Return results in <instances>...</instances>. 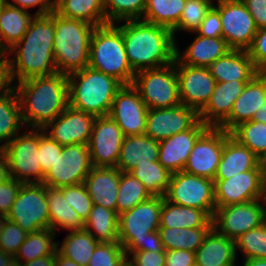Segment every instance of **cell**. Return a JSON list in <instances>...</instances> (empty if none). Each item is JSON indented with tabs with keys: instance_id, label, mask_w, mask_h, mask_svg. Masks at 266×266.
<instances>
[{
	"instance_id": "7",
	"label": "cell",
	"mask_w": 266,
	"mask_h": 266,
	"mask_svg": "<svg viewBox=\"0 0 266 266\" xmlns=\"http://www.w3.org/2000/svg\"><path fill=\"white\" fill-rule=\"evenodd\" d=\"M132 86L148 109L172 108L181 104L175 60L167 66L136 73Z\"/></svg>"
},
{
	"instance_id": "30",
	"label": "cell",
	"mask_w": 266,
	"mask_h": 266,
	"mask_svg": "<svg viewBox=\"0 0 266 266\" xmlns=\"http://www.w3.org/2000/svg\"><path fill=\"white\" fill-rule=\"evenodd\" d=\"M159 160V141L147 135L125 136L121 145L117 168L121 172H130L137 164Z\"/></svg>"
},
{
	"instance_id": "37",
	"label": "cell",
	"mask_w": 266,
	"mask_h": 266,
	"mask_svg": "<svg viewBox=\"0 0 266 266\" xmlns=\"http://www.w3.org/2000/svg\"><path fill=\"white\" fill-rule=\"evenodd\" d=\"M57 242V251L64 257L73 260L81 266H88L91 256L99 243L88 231H71L59 245Z\"/></svg>"
},
{
	"instance_id": "16",
	"label": "cell",
	"mask_w": 266,
	"mask_h": 266,
	"mask_svg": "<svg viewBox=\"0 0 266 266\" xmlns=\"http://www.w3.org/2000/svg\"><path fill=\"white\" fill-rule=\"evenodd\" d=\"M124 137L109 115L96 117L88 142L93 167H116Z\"/></svg>"
},
{
	"instance_id": "40",
	"label": "cell",
	"mask_w": 266,
	"mask_h": 266,
	"mask_svg": "<svg viewBox=\"0 0 266 266\" xmlns=\"http://www.w3.org/2000/svg\"><path fill=\"white\" fill-rule=\"evenodd\" d=\"M186 0H147L141 20L173 29L179 22Z\"/></svg>"
},
{
	"instance_id": "17",
	"label": "cell",
	"mask_w": 266,
	"mask_h": 266,
	"mask_svg": "<svg viewBox=\"0 0 266 266\" xmlns=\"http://www.w3.org/2000/svg\"><path fill=\"white\" fill-rule=\"evenodd\" d=\"M225 143V130L209 127L196 141L183 171L214 180Z\"/></svg>"
},
{
	"instance_id": "38",
	"label": "cell",
	"mask_w": 266,
	"mask_h": 266,
	"mask_svg": "<svg viewBox=\"0 0 266 266\" xmlns=\"http://www.w3.org/2000/svg\"><path fill=\"white\" fill-rule=\"evenodd\" d=\"M211 228H166L159 227L165 251L188 250L195 252L203 243Z\"/></svg>"
},
{
	"instance_id": "33",
	"label": "cell",
	"mask_w": 266,
	"mask_h": 266,
	"mask_svg": "<svg viewBox=\"0 0 266 266\" xmlns=\"http://www.w3.org/2000/svg\"><path fill=\"white\" fill-rule=\"evenodd\" d=\"M46 198L49 211V228L76 231L84 228V222L77 212L67 203L59 188L46 186Z\"/></svg>"
},
{
	"instance_id": "56",
	"label": "cell",
	"mask_w": 266,
	"mask_h": 266,
	"mask_svg": "<svg viewBox=\"0 0 266 266\" xmlns=\"http://www.w3.org/2000/svg\"><path fill=\"white\" fill-rule=\"evenodd\" d=\"M165 266H196L195 252L188 250L165 251Z\"/></svg>"
},
{
	"instance_id": "35",
	"label": "cell",
	"mask_w": 266,
	"mask_h": 266,
	"mask_svg": "<svg viewBox=\"0 0 266 266\" xmlns=\"http://www.w3.org/2000/svg\"><path fill=\"white\" fill-rule=\"evenodd\" d=\"M23 127L25 125L16 91L0 95V149L18 135Z\"/></svg>"
},
{
	"instance_id": "57",
	"label": "cell",
	"mask_w": 266,
	"mask_h": 266,
	"mask_svg": "<svg viewBox=\"0 0 266 266\" xmlns=\"http://www.w3.org/2000/svg\"><path fill=\"white\" fill-rule=\"evenodd\" d=\"M7 2L12 6L26 11L28 8L30 9L39 6V9L34 15H46L54 12L55 10V0H12L11 2L7 0Z\"/></svg>"
},
{
	"instance_id": "32",
	"label": "cell",
	"mask_w": 266,
	"mask_h": 266,
	"mask_svg": "<svg viewBox=\"0 0 266 266\" xmlns=\"http://www.w3.org/2000/svg\"><path fill=\"white\" fill-rule=\"evenodd\" d=\"M33 17V14L8 2L3 5L0 10V46L5 52L22 39Z\"/></svg>"
},
{
	"instance_id": "62",
	"label": "cell",
	"mask_w": 266,
	"mask_h": 266,
	"mask_svg": "<svg viewBox=\"0 0 266 266\" xmlns=\"http://www.w3.org/2000/svg\"><path fill=\"white\" fill-rule=\"evenodd\" d=\"M14 263L15 257L0 249V266H12Z\"/></svg>"
},
{
	"instance_id": "53",
	"label": "cell",
	"mask_w": 266,
	"mask_h": 266,
	"mask_svg": "<svg viewBox=\"0 0 266 266\" xmlns=\"http://www.w3.org/2000/svg\"><path fill=\"white\" fill-rule=\"evenodd\" d=\"M21 185L22 183L14 178L0 184V213L7 215L10 212Z\"/></svg>"
},
{
	"instance_id": "8",
	"label": "cell",
	"mask_w": 266,
	"mask_h": 266,
	"mask_svg": "<svg viewBox=\"0 0 266 266\" xmlns=\"http://www.w3.org/2000/svg\"><path fill=\"white\" fill-rule=\"evenodd\" d=\"M16 135L2 150L9 164L10 177L22 184L42 183L39 162V129ZM34 179V180H32Z\"/></svg>"
},
{
	"instance_id": "52",
	"label": "cell",
	"mask_w": 266,
	"mask_h": 266,
	"mask_svg": "<svg viewBox=\"0 0 266 266\" xmlns=\"http://www.w3.org/2000/svg\"><path fill=\"white\" fill-rule=\"evenodd\" d=\"M134 266H165V251H125ZM132 256V257H131ZM132 259H131V258Z\"/></svg>"
},
{
	"instance_id": "18",
	"label": "cell",
	"mask_w": 266,
	"mask_h": 266,
	"mask_svg": "<svg viewBox=\"0 0 266 266\" xmlns=\"http://www.w3.org/2000/svg\"><path fill=\"white\" fill-rule=\"evenodd\" d=\"M175 67L181 104L199 113L209 102L217 82L208 68L181 64L176 58Z\"/></svg>"
},
{
	"instance_id": "4",
	"label": "cell",
	"mask_w": 266,
	"mask_h": 266,
	"mask_svg": "<svg viewBox=\"0 0 266 266\" xmlns=\"http://www.w3.org/2000/svg\"><path fill=\"white\" fill-rule=\"evenodd\" d=\"M122 87L114 77L85 67L68 75L69 106L95 117L107 116Z\"/></svg>"
},
{
	"instance_id": "69",
	"label": "cell",
	"mask_w": 266,
	"mask_h": 266,
	"mask_svg": "<svg viewBox=\"0 0 266 266\" xmlns=\"http://www.w3.org/2000/svg\"><path fill=\"white\" fill-rule=\"evenodd\" d=\"M7 2V0H0V10L3 8V5Z\"/></svg>"
},
{
	"instance_id": "55",
	"label": "cell",
	"mask_w": 266,
	"mask_h": 266,
	"mask_svg": "<svg viewBox=\"0 0 266 266\" xmlns=\"http://www.w3.org/2000/svg\"><path fill=\"white\" fill-rule=\"evenodd\" d=\"M125 251H165L161 242L159 231L148 232L145 239H133L125 248Z\"/></svg>"
},
{
	"instance_id": "1",
	"label": "cell",
	"mask_w": 266,
	"mask_h": 266,
	"mask_svg": "<svg viewBox=\"0 0 266 266\" xmlns=\"http://www.w3.org/2000/svg\"><path fill=\"white\" fill-rule=\"evenodd\" d=\"M54 37V12L34 15L22 39L6 52L11 54L13 81L19 83L57 73L53 54Z\"/></svg>"
},
{
	"instance_id": "51",
	"label": "cell",
	"mask_w": 266,
	"mask_h": 266,
	"mask_svg": "<svg viewBox=\"0 0 266 266\" xmlns=\"http://www.w3.org/2000/svg\"><path fill=\"white\" fill-rule=\"evenodd\" d=\"M246 51L259 71L266 64V27L257 30L251 46Z\"/></svg>"
},
{
	"instance_id": "49",
	"label": "cell",
	"mask_w": 266,
	"mask_h": 266,
	"mask_svg": "<svg viewBox=\"0 0 266 266\" xmlns=\"http://www.w3.org/2000/svg\"><path fill=\"white\" fill-rule=\"evenodd\" d=\"M63 146L54 141L43 129H39V162L42 167V183L44 175L51 169L58 155L62 154Z\"/></svg>"
},
{
	"instance_id": "39",
	"label": "cell",
	"mask_w": 266,
	"mask_h": 266,
	"mask_svg": "<svg viewBox=\"0 0 266 266\" xmlns=\"http://www.w3.org/2000/svg\"><path fill=\"white\" fill-rule=\"evenodd\" d=\"M55 235L56 233L50 228L28 233L14 256L15 262L25 263L51 255L57 248V242H54Z\"/></svg>"
},
{
	"instance_id": "45",
	"label": "cell",
	"mask_w": 266,
	"mask_h": 266,
	"mask_svg": "<svg viewBox=\"0 0 266 266\" xmlns=\"http://www.w3.org/2000/svg\"><path fill=\"white\" fill-rule=\"evenodd\" d=\"M214 0H186L178 24L172 29L176 39V32L187 31L194 33L198 30L207 13L213 7Z\"/></svg>"
},
{
	"instance_id": "34",
	"label": "cell",
	"mask_w": 266,
	"mask_h": 266,
	"mask_svg": "<svg viewBox=\"0 0 266 266\" xmlns=\"http://www.w3.org/2000/svg\"><path fill=\"white\" fill-rule=\"evenodd\" d=\"M57 14L94 26L106 24L105 0H55Z\"/></svg>"
},
{
	"instance_id": "27",
	"label": "cell",
	"mask_w": 266,
	"mask_h": 266,
	"mask_svg": "<svg viewBox=\"0 0 266 266\" xmlns=\"http://www.w3.org/2000/svg\"><path fill=\"white\" fill-rule=\"evenodd\" d=\"M208 69L217 83L234 80L251 81L259 73L247 51L240 49H231Z\"/></svg>"
},
{
	"instance_id": "12",
	"label": "cell",
	"mask_w": 266,
	"mask_h": 266,
	"mask_svg": "<svg viewBox=\"0 0 266 266\" xmlns=\"http://www.w3.org/2000/svg\"><path fill=\"white\" fill-rule=\"evenodd\" d=\"M219 12L222 38L231 49L247 50L258 30L252 15L241 0H215Z\"/></svg>"
},
{
	"instance_id": "47",
	"label": "cell",
	"mask_w": 266,
	"mask_h": 266,
	"mask_svg": "<svg viewBox=\"0 0 266 266\" xmlns=\"http://www.w3.org/2000/svg\"><path fill=\"white\" fill-rule=\"evenodd\" d=\"M127 257L119 242H99L88 266H120Z\"/></svg>"
},
{
	"instance_id": "29",
	"label": "cell",
	"mask_w": 266,
	"mask_h": 266,
	"mask_svg": "<svg viewBox=\"0 0 266 266\" xmlns=\"http://www.w3.org/2000/svg\"><path fill=\"white\" fill-rule=\"evenodd\" d=\"M253 169H259L258 157L225 131L224 148L214 180H225L227 176Z\"/></svg>"
},
{
	"instance_id": "36",
	"label": "cell",
	"mask_w": 266,
	"mask_h": 266,
	"mask_svg": "<svg viewBox=\"0 0 266 266\" xmlns=\"http://www.w3.org/2000/svg\"><path fill=\"white\" fill-rule=\"evenodd\" d=\"M84 229L99 242H119L118 214L103 206L93 204Z\"/></svg>"
},
{
	"instance_id": "13",
	"label": "cell",
	"mask_w": 266,
	"mask_h": 266,
	"mask_svg": "<svg viewBox=\"0 0 266 266\" xmlns=\"http://www.w3.org/2000/svg\"><path fill=\"white\" fill-rule=\"evenodd\" d=\"M92 168L88 145L63 146L62 154L44 175L43 184L52 188L81 184Z\"/></svg>"
},
{
	"instance_id": "66",
	"label": "cell",
	"mask_w": 266,
	"mask_h": 266,
	"mask_svg": "<svg viewBox=\"0 0 266 266\" xmlns=\"http://www.w3.org/2000/svg\"><path fill=\"white\" fill-rule=\"evenodd\" d=\"M6 220H7V215L0 213V235H1V232L3 230Z\"/></svg>"
},
{
	"instance_id": "23",
	"label": "cell",
	"mask_w": 266,
	"mask_h": 266,
	"mask_svg": "<svg viewBox=\"0 0 266 266\" xmlns=\"http://www.w3.org/2000/svg\"><path fill=\"white\" fill-rule=\"evenodd\" d=\"M266 101V79L259 73L246 83L243 92L235 100L230 115L218 126L231 132L240 123L251 121Z\"/></svg>"
},
{
	"instance_id": "5",
	"label": "cell",
	"mask_w": 266,
	"mask_h": 266,
	"mask_svg": "<svg viewBox=\"0 0 266 266\" xmlns=\"http://www.w3.org/2000/svg\"><path fill=\"white\" fill-rule=\"evenodd\" d=\"M55 37L53 54L57 73L67 74L89 66L92 33L96 26L65 18L54 11Z\"/></svg>"
},
{
	"instance_id": "46",
	"label": "cell",
	"mask_w": 266,
	"mask_h": 266,
	"mask_svg": "<svg viewBox=\"0 0 266 266\" xmlns=\"http://www.w3.org/2000/svg\"><path fill=\"white\" fill-rule=\"evenodd\" d=\"M236 255L238 249L245 259H266V221L256 227L240 235L235 239Z\"/></svg>"
},
{
	"instance_id": "64",
	"label": "cell",
	"mask_w": 266,
	"mask_h": 266,
	"mask_svg": "<svg viewBox=\"0 0 266 266\" xmlns=\"http://www.w3.org/2000/svg\"><path fill=\"white\" fill-rule=\"evenodd\" d=\"M252 120L266 124V101L265 103H263V106L260 107V109H258V111L255 113Z\"/></svg>"
},
{
	"instance_id": "50",
	"label": "cell",
	"mask_w": 266,
	"mask_h": 266,
	"mask_svg": "<svg viewBox=\"0 0 266 266\" xmlns=\"http://www.w3.org/2000/svg\"><path fill=\"white\" fill-rule=\"evenodd\" d=\"M27 234L15 222L7 219L0 235V249L7 254L15 256L21 244L25 241Z\"/></svg>"
},
{
	"instance_id": "21",
	"label": "cell",
	"mask_w": 266,
	"mask_h": 266,
	"mask_svg": "<svg viewBox=\"0 0 266 266\" xmlns=\"http://www.w3.org/2000/svg\"><path fill=\"white\" fill-rule=\"evenodd\" d=\"M95 116L68 106L43 130L62 146L88 145ZM50 129V130H49ZM49 132L47 133V131Z\"/></svg>"
},
{
	"instance_id": "31",
	"label": "cell",
	"mask_w": 266,
	"mask_h": 266,
	"mask_svg": "<svg viewBox=\"0 0 266 266\" xmlns=\"http://www.w3.org/2000/svg\"><path fill=\"white\" fill-rule=\"evenodd\" d=\"M213 217L202 209L175 205L163 199L160 227L166 228H212Z\"/></svg>"
},
{
	"instance_id": "41",
	"label": "cell",
	"mask_w": 266,
	"mask_h": 266,
	"mask_svg": "<svg viewBox=\"0 0 266 266\" xmlns=\"http://www.w3.org/2000/svg\"><path fill=\"white\" fill-rule=\"evenodd\" d=\"M129 173L140 180L152 196L162 197L165 196L168 190L172 175L159 161L139 162Z\"/></svg>"
},
{
	"instance_id": "22",
	"label": "cell",
	"mask_w": 266,
	"mask_h": 266,
	"mask_svg": "<svg viewBox=\"0 0 266 266\" xmlns=\"http://www.w3.org/2000/svg\"><path fill=\"white\" fill-rule=\"evenodd\" d=\"M208 128L199 119L190 129L159 141V163L172 174L183 171L194 144Z\"/></svg>"
},
{
	"instance_id": "20",
	"label": "cell",
	"mask_w": 266,
	"mask_h": 266,
	"mask_svg": "<svg viewBox=\"0 0 266 266\" xmlns=\"http://www.w3.org/2000/svg\"><path fill=\"white\" fill-rule=\"evenodd\" d=\"M199 120V113L183 104L172 108L148 109L145 135L156 141L190 129Z\"/></svg>"
},
{
	"instance_id": "44",
	"label": "cell",
	"mask_w": 266,
	"mask_h": 266,
	"mask_svg": "<svg viewBox=\"0 0 266 266\" xmlns=\"http://www.w3.org/2000/svg\"><path fill=\"white\" fill-rule=\"evenodd\" d=\"M146 5L147 0H105L106 24L140 20Z\"/></svg>"
},
{
	"instance_id": "68",
	"label": "cell",
	"mask_w": 266,
	"mask_h": 266,
	"mask_svg": "<svg viewBox=\"0 0 266 266\" xmlns=\"http://www.w3.org/2000/svg\"><path fill=\"white\" fill-rule=\"evenodd\" d=\"M259 74L266 79V64L259 70Z\"/></svg>"
},
{
	"instance_id": "59",
	"label": "cell",
	"mask_w": 266,
	"mask_h": 266,
	"mask_svg": "<svg viewBox=\"0 0 266 266\" xmlns=\"http://www.w3.org/2000/svg\"><path fill=\"white\" fill-rule=\"evenodd\" d=\"M252 15L257 28L266 27V0H241Z\"/></svg>"
},
{
	"instance_id": "3",
	"label": "cell",
	"mask_w": 266,
	"mask_h": 266,
	"mask_svg": "<svg viewBox=\"0 0 266 266\" xmlns=\"http://www.w3.org/2000/svg\"><path fill=\"white\" fill-rule=\"evenodd\" d=\"M123 22L117 26L122 31L126 57L135 74L174 62L176 41L171 29L141 19Z\"/></svg>"
},
{
	"instance_id": "65",
	"label": "cell",
	"mask_w": 266,
	"mask_h": 266,
	"mask_svg": "<svg viewBox=\"0 0 266 266\" xmlns=\"http://www.w3.org/2000/svg\"><path fill=\"white\" fill-rule=\"evenodd\" d=\"M243 266H266V259H245Z\"/></svg>"
},
{
	"instance_id": "25",
	"label": "cell",
	"mask_w": 266,
	"mask_h": 266,
	"mask_svg": "<svg viewBox=\"0 0 266 266\" xmlns=\"http://www.w3.org/2000/svg\"><path fill=\"white\" fill-rule=\"evenodd\" d=\"M119 179L117 167H93L83 183L93 204L116 212Z\"/></svg>"
},
{
	"instance_id": "71",
	"label": "cell",
	"mask_w": 266,
	"mask_h": 266,
	"mask_svg": "<svg viewBox=\"0 0 266 266\" xmlns=\"http://www.w3.org/2000/svg\"><path fill=\"white\" fill-rule=\"evenodd\" d=\"M12 266H22V265L15 262Z\"/></svg>"
},
{
	"instance_id": "70",
	"label": "cell",
	"mask_w": 266,
	"mask_h": 266,
	"mask_svg": "<svg viewBox=\"0 0 266 266\" xmlns=\"http://www.w3.org/2000/svg\"><path fill=\"white\" fill-rule=\"evenodd\" d=\"M6 52L0 46V57H2Z\"/></svg>"
},
{
	"instance_id": "61",
	"label": "cell",
	"mask_w": 266,
	"mask_h": 266,
	"mask_svg": "<svg viewBox=\"0 0 266 266\" xmlns=\"http://www.w3.org/2000/svg\"><path fill=\"white\" fill-rule=\"evenodd\" d=\"M10 178L8 160L4 151L0 149V184L5 183Z\"/></svg>"
},
{
	"instance_id": "63",
	"label": "cell",
	"mask_w": 266,
	"mask_h": 266,
	"mask_svg": "<svg viewBox=\"0 0 266 266\" xmlns=\"http://www.w3.org/2000/svg\"><path fill=\"white\" fill-rule=\"evenodd\" d=\"M258 168L262 173V177L266 182V150L258 156Z\"/></svg>"
},
{
	"instance_id": "15",
	"label": "cell",
	"mask_w": 266,
	"mask_h": 266,
	"mask_svg": "<svg viewBox=\"0 0 266 266\" xmlns=\"http://www.w3.org/2000/svg\"><path fill=\"white\" fill-rule=\"evenodd\" d=\"M216 208L266 199V182L260 169H253L225 180H214Z\"/></svg>"
},
{
	"instance_id": "26",
	"label": "cell",
	"mask_w": 266,
	"mask_h": 266,
	"mask_svg": "<svg viewBox=\"0 0 266 266\" xmlns=\"http://www.w3.org/2000/svg\"><path fill=\"white\" fill-rule=\"evenodd\" d=\"M235 240L210 229L202 245L195 251L196 266H236Z\"/></svg>"
},
{
	"instance_id": "42",
	"label": "cell",
	"mask_w": 266,
	"mask_h": 266,
	"mask_svg": "<svg viewBox=\"0 0 266 266\" xmlns=\"http://www.w3.org/2000/svg\"><path fill=\"white\" fill-rule=\"evenodd\" d=\"M151 197L152 195L140 180L129 172L120 171L119 189L116 199V213L118 215Z\"/></svg>"
},
{
	"instance_id": "67",
	"label": "cell",
	"mask_w": 266,
	"mask_h": 266,
	"mask_svg": "<svg viewBox=\"0 0 266 266\" xmlns=\"http://www.w3.org/2000/svg\"><path fill=\"white\" fill-rule=\"evenodd\" d=\"M120 266H134V264L128 259V257H126Z\"/></svg>"
},
{
	"instance_id": "24",
	"label": "cell",
	"mask_w": 266,
	"mask_h": 266,
	"mask_svg": "<svg viewBox=\"0 0 266 266\" xmlns=\"http://www.w3.org/2000/svg\"><path fill=\"white\" fill-rule=\"evenodd\" d=\"M249 81L217 83L209 102L199 112V119L209 127H218L229 115L235 100Z\"/></svg>"
},
{
	"instance_id": "28",
	"label": "cell",
	"mask_w": 266,
	"mask_h": 266,
	"mask_svg": "<svg viewBox=\"0 0 266 266\" xmlns=\"http://www.w3.org/2000/svg\"><path fill=\"white\" fill-rule=\"evenodd\" d=\"M193 42L182 52L179 51L176 41L175 58L191 67L208 68L218 58L225 55L231 48L222 37H203L195 35Z\"/></svg>"
},
{
	"instance_id": "11",
	"label": "cell",
	"mask_w": 266,
	"mask_h": 266,
	"mask_svg": "<svg viewBox=\"0 0 266 266\" xmlns=\"http://www.w3.org/2000/svg\"><path fill=\"white\" fill-rule=\"evenodd\" d=\"M212 221L219 233L235 240L266 221V199L216 208Z\"/></svg>"
},
{
	"instance_id": "60",
	"label": "cell",
	"mask_w": 266,
	"mask_h": 266,
	"mask_svg": "<svg viewBox=\"0 0 266 266\" xmlns=\"http://www.w3.org/2000/svg\"><path fill=\"white\" fill-rule=\"evenodd\" d=\"M19 264L22 266H56V250L51 255L43 256L32 261Z\"/></svg>"
},
{
	"instance_id": "2",
	"label": "cell",
	"mask_w": 266,
	"mask_h": 266,
	"mask_svg": "<svg viewBox=\"0 0 266 266\" xmlns=\"http://www.w3.org/2000/svg\"><path fill=\"white\" fill-rule=\"evenodd\" d=\"M25 127L44 129L69 106L68 75L55 73L15 83Z\"/></svg>"
},
{
	"instance_id": "43",
	"label": "cell",
	"mask_w": 266,
	"mask_h": 266,
	"mask_svg": "<svg viewBox=\"0 0 266 266\" xmlns=\"http://www.w3.org/2000/svg\"><path fill=\"white\" fill-rule=\"evenodd\" d=\"M241 145L249 148L257 157L266 150V124L258 121L240 123L231 132Z\"/></svg>"
},
{
	"instance_id": "14",
	"label": "cell",
	"mask_w": 266,
	"mask_h": 266,
	"mask_svg": "<svg viewBox=\"0 0 266 266\" xmlns=\"http://www.w3.org/2000/svg\"><path fill=\"white\" fill-rule=\"evenodd\" d=\"M162 196H152L118 215V239L125 248L133 239H145L148 232L158 231Z\"/></svg>"
},
{
	"instance_id": "54",
	"label": "cell",
	"mask_w": 266,
	"mask_h": 266,
	"mask_svg": "<svg viewBox=\"0 0 266 266\" xmlns=\"http://www.w3.org/2000/svg\"><path fill=\"white\" fill-rule=\"evenodd\" d=\"M203 37H222V24L219 12L212 7L195 32Z\"/></svg>"
},
{
	"instance_id": "9",
	"label": "cell",
	"mask_w": 266,
	"mask_h": 266,
	"mask_svg": "<svg viewBox=\"0 0 266 266\" xmlns=\"http://www.w3.org/2000/svg\"><path fill=\"white\" fill-rule=\"evenodd\" d=\"M164 197L175 205L206 210L212 217L216 210L214 180L185 171L171 175Z\"/></svg>"
},
{
	"instance_id": "6",
	"label": "cell",
	"mask_w": 266,
	"mask_h": 266,
	"mask_svg": "<svg viewBox=\"0 0 266 266\" xmlns=\"http://www.w3.org/2000/svg\"><path fill=\"white\" fill-rule=\"evenodd\" d=\"M89 67L132 85L135 73L128 63L122 31L116 24L95 27L90 41Z\"/></svg>"
},
{
	"instance_id": "58",
	"label": "cell",
	"mask_w": 266,
	"mask_h": 266,
	"mask_svg": "<svg viewBox=\"0 0 266 266\" xmlns=\"http://www.w3.org/2000/svg\"><path fill=\"white\" fill-rule=\"evenodd\" d=\"M11 73L9 54L0 57V95L9 93L15 89Z\"/></svg>"
},
{
	"instance_id": "48",
	"label": "cell",
	"mask_w": 266,
	"mask_h": 266,
	"mask_svg": "<svg viewBox=\"0 0 266 266\" xmlns=\"http://www.w3.org/2000/svg\"><path fill=\"white\" fill-rule=\"evenodd\" d=\"M67 203L77 212L79 218L85 222L93 207V201L88 195L84 183L59 188Z\"/></svg>"
},
{
	"instance_id": "19",
	"label": "cell",
	"mask_w": 266,
	"mask_h": 266,
	"mask_svg": "<svg viewBox=\"0 0 266 266\" xmlns=\"http://www.w3.org/2000/svg\"><path fill=\"white\" fill-rule=\"evenodd\" d=\"M148 107L132 85H123L117 92L109 116L118 124L124 136L143 135Z\"/></svg>"
},
{
	"instance_id": "10",
	"label": "cell",
	"mask_w": 266,
	"mask_h": 266,
	"mask_svg": "<svg viewBox=\"0 0 266 266\" xmlns=\"http://www.w3.org/2000/svg\"><path fill=\"white\" fill-rule=\"evenodd\" d=\"M7 219L15 222L27 233L49 228L46 185L22 184Z\"/></svg>"
}]
</instances>
